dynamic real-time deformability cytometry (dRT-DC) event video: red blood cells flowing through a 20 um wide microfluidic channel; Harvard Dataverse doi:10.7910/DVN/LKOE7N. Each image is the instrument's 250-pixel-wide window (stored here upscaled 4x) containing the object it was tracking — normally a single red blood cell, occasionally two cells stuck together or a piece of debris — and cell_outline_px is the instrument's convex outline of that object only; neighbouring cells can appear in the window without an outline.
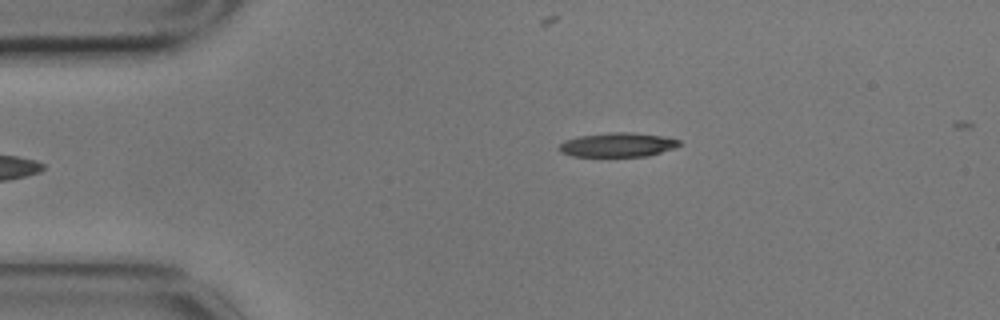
{"species": "common noctule bat (a hibernating species)", "species_latin": "Nyctalus noctula", "temperature_condition": "cold", "stored_images_in_passage": 5, "camera_frame_rate_fps": 3000, "um_per_image_px": 0.085, "animal": {"sex": "male", "body_mass_g": 17.9}, "frame": {"image": 1, "passage_image": 5, "time_ms": 1.333, "image_size_px": [1000, 320], "cell_outline_px": [[680, 144], [676, 148], [648, 156], [572, 156], [560, 152], [556, 148], [564, 140], [580, 136], [608, 132], [632, 132], [664, 136], [680, 140]], "centroid_in_image_um": [52.5, 12.3], "position_along_channel_um": 32.5, "area_um2": 17.11}}